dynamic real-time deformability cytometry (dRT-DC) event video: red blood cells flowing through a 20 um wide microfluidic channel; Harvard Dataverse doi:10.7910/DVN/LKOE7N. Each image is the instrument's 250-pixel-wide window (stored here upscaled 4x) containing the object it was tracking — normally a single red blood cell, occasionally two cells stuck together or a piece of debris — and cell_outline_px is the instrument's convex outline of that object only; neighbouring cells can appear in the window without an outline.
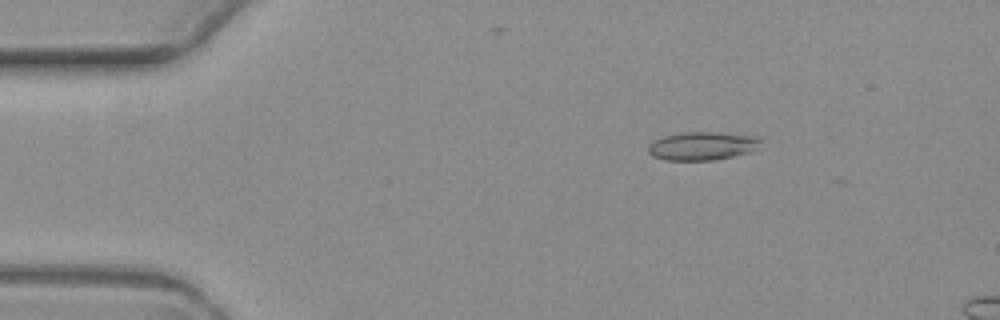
{"species": "common noctule bat (a hibernating species)", "species_latin": "Nyctalus noctula", "temperature_condition": "warm", "stored_images_in_passage": 5, "camera_frame_rate_fps": 3000, "um_per_image_px": 0.085, "animal": {"sex": "female", "body_mass_g": 19.3, "forearm_length_mm": 54.1}, "frame": {"image": 1, "passage_image": 3, "time_ms": 2.333, "image_size_px": [1000, 320], "cell_outline_px": [[764, 140], [748, 152], [732, 156], [712, 160], [664, 160], [652, 156], [648, 152], [648, 144], [664, 136], [684, 132], [712, 132], [756, 136]], "centroid_in_image_um": [59.65, 12.4], "position_along_channel_um": 25.4, "area_um2": 18.32}}